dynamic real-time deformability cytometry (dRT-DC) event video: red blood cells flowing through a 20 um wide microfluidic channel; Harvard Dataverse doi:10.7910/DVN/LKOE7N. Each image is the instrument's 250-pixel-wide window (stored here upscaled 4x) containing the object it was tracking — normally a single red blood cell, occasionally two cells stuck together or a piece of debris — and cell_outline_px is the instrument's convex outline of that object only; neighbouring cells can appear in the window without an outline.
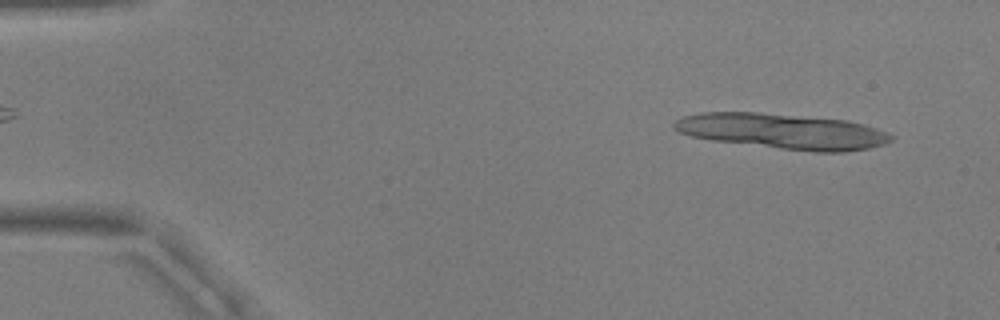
{"species": "common noctule bat (a hibernating species)", "species_latin": "Nyctalus noctula", "temperature_condition": "warm", "stored_images_in_passage": 14, "camera_frame_rate_fps": 3000, "um_per_image_px": 0.085, "animal": {"sex": "male", "body_mass_g": 17.9, "forearm_length_mm": 54.2}, "frame": {"image": 1, "passage_image": 4, "time_ms": 1.0, "image_size_px": [1000, 320], "cell_outline_px": [[896, 136], [892, 140], [884, 144], [868, 148], [844, 152], [816, 152], [780, 148], [712, 140], [692, 136], [680, 132], [672, 128], [672, 124], [676, 120], [684, 116], [700, 112], [760, 112], [844, 120], [864, 124], [876, 128]], "centroid_in_image_um": [66.52, 11.15], "position_along_channel_um": 18.5, "area_um2": 44.56}}